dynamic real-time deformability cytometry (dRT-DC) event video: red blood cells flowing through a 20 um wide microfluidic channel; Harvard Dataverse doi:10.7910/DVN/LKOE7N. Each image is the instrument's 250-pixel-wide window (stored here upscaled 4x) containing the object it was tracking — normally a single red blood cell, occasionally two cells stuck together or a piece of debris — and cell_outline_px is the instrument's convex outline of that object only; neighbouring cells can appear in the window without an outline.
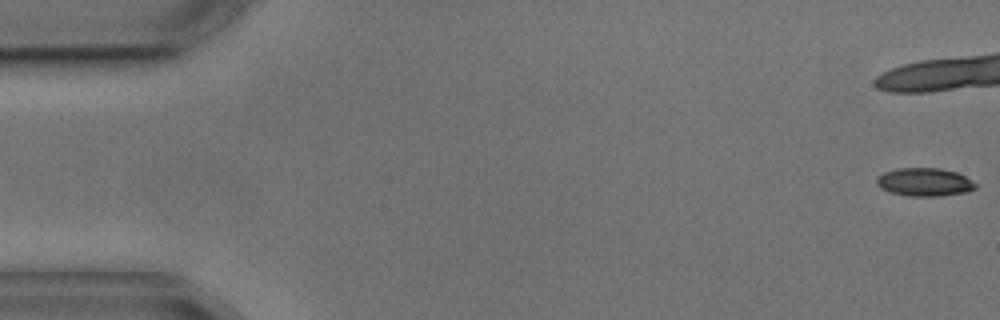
{"species": "common noctule bat (a hibernating species)", "species_latin": "Nyctalus noctula", "temperature_condition": "cold", "stored_images_in_passage": 5, "camera_frame_rate_fps": 3000, "um_per_image_px": 0.085, "animal": {"sex": "male", "body_mass_g": 17.9, "forearm_length_mm": 54.2}, "frame": {"image": 1, "passage_image": 1, "time_ms": 0.0, "image_size_px": [1000, 320], "cell_outline_px": [[976, 188], [968, 192], [940, 196], [908, 196], [892, 192], [880, 188], [876, 184], [876, 176], [884, 172], [896, 168], [940, 168], [956, 172], [972, 180], [976, 184]], "centroid_in_image_um": [78.57, 15.47], "position_along_channel_um": 6.4, "area_um2": 16.36}}